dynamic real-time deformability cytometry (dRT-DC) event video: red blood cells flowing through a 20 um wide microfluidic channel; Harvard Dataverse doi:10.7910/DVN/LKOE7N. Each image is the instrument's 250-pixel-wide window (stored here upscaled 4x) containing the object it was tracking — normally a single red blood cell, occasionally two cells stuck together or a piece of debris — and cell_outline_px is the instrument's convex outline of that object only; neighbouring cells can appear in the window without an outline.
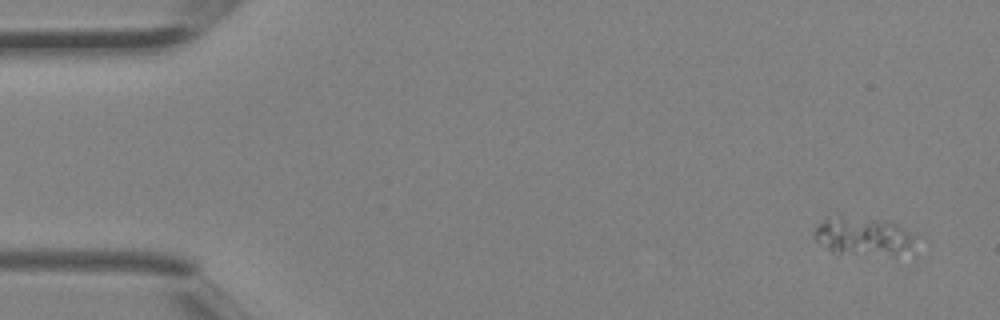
{"species": "Egyptian fruit bat (a non-hibernating species)", "species_latin": "Rousettus aegyptiacus", "temperature_condition": "room temperature", "stored_images_in_passage": 3, "camera_frame_rate_fps": 3000, "um_per_image_px": 0.085, "animal": {"sex": "female"}, "frame": {"image": 1, "passage_image": 1, "time_ms": 0.0, "image_size_px": [1000, 320], "cell_outline_px": [[908, 252], [832, 252], [816, 240], [812, 236], [816, 228], [828, 216], [836, 212], [840, 212], [892, 220], [904, 228], [908, 236]], "centroid_in_image_um": [73.18, 19.91], "position_along_channel_um": 11.8, "area_um2": 21.96}}